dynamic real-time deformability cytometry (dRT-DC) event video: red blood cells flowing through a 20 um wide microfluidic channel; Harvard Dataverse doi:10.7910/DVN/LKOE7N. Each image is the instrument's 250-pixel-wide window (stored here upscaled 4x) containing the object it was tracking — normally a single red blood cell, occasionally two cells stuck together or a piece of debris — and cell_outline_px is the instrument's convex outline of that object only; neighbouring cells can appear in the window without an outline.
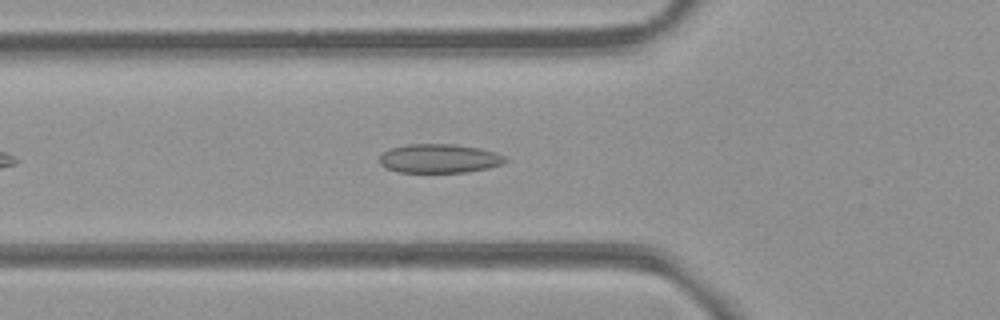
{"species": "common noctule bat (a hibernating species)", "species_latin": "Nyctalus noctula", "temperature_condition": "room temperature", "stored_images_in_passage": 39, "camera_frame_rate_fps": 3000, "um_per_image_px": 0.085, "animal": {"sex": "female", "body_mass_g": 21.9}, "frame": {"image": 1, "passage_image": 5, "time_ms": 1.333, "image_size_px": [1000, 320], "cell_outline_px": [[508, 160], [500, 164], [488, 168], [468, 172], [396, 172], [380, 164], [380, 156], [384, 152], [392, 148], [408, 144], [452, 144], [480, 148], [496, 152], [504, 156]], "centroid_in_image_um": [37.35, 13.47], "position_along_channel_um": 88.4, "area_um2": 21.1}}
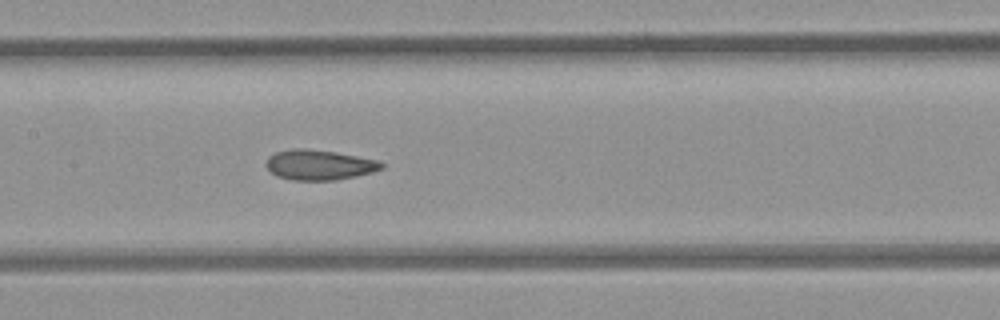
{"frame": {"image": 2, "passage_image": 12, "time_ms": 3.667, "image_size_px": [1000, 320], "cell_outline_px": [[384, 168], [372, 172], [356, 176], [336, 180], [292, 180], [276, 176], [264, 164], [268, 156], [276, 152], [296, 148], [304, 148], [336, 152], [380, 160], [384, 164]], "centroid_in_image_um": [27.15, 14.01], "position_along_channel_um": 180.3, "area_um2": 20.4}}
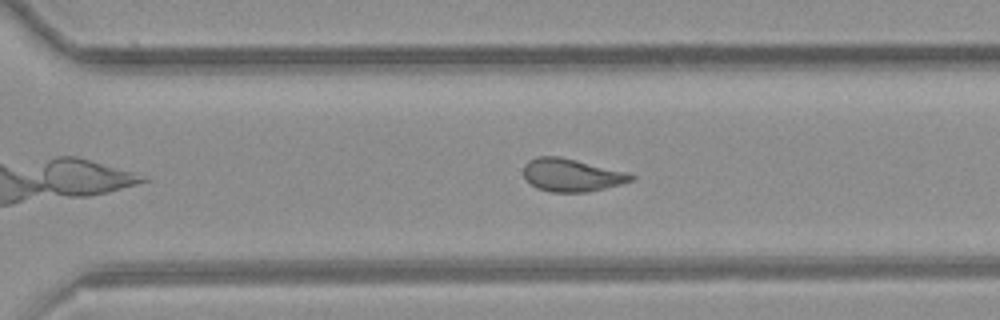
{"frame": {"image": 3, "passage_image": 23, "time_ms": 7.333, "image_size_px": [1000, 320], "cell_outline_px": [[636, 176], [632, 180], [620, 184], [588, 192], [548, 192], [536, 188], [524, 176], [524, 164], [528, 160], [536, 156], [560, 156], [628, 172]], "centroid_in_image_um": [48.57, 14.87], "position_along_channel_um": 322.0, "area_um2": 20.63}, "authors_computed_cell_mechanics": {"area_um2": 20.6346, "velocity_mm_per_s": 3.8907, "shape_relaxation_time_tau1_ms": null, "shape_relaxation_time_tau2_ms": 2.4835, "deformation_change_tau1": null, "deformation_change_tau2": 0.102}}